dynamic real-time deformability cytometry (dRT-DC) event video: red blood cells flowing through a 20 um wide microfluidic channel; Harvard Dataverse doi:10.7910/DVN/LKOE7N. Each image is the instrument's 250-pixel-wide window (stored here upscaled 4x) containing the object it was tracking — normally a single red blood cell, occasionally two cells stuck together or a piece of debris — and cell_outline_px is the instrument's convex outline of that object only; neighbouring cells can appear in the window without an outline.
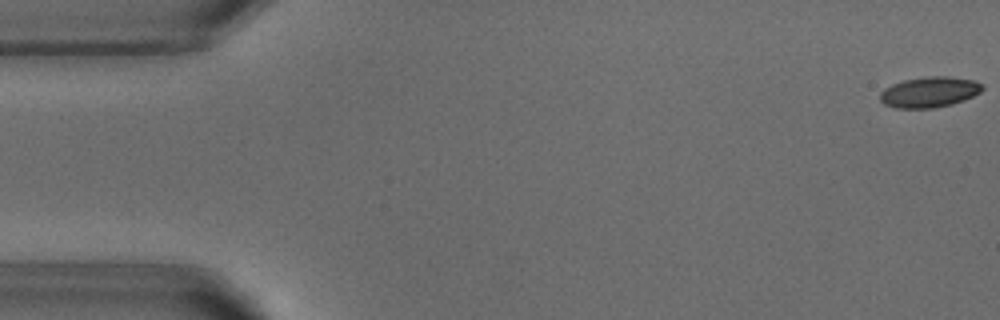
{"species": "common noctule bat (a hibernating species)", "species_latin": "Nyctalus noctula", "temperature_condition": "warm", "stored_images_in_passage": 8, "camera_frame_rate_fps": 3000, "um_per_image_px": 0.085, "animal": {"sex": "male", "body_mass_g": 18.8}, "frame": {"image": 1, "passage_image": 1, "time_ms": 0.0, "image_size_px": [1000, 320], "cell_outline_px": [[984, 88], [980, 92], [964, 100], [952, 104], [932, 108], [896, 108], [884, 104], [880, 100], [880, 92], [884, 88], [892, 84], [904, 80], [928, 76], [944, 76], [972, 80], [984, 84]], "centroid_in_image_um": [78.99, 7.83], "position_along_channel_um": 6.0, "area_um2": 18.21}}